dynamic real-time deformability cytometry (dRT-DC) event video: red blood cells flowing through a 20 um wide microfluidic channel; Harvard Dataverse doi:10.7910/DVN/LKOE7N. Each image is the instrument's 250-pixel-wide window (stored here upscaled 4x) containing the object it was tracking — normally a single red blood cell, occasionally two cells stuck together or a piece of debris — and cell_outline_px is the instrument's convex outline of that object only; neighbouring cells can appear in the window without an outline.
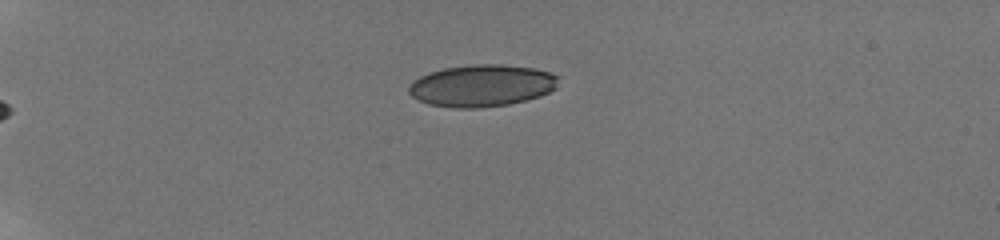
{"species": "human", "species_latin": "Homo sapiens", "temperature_condition": "room temperature", "stored_images_in_passage": 14, "camera_frame_rate_fps": 3000, "um_per_image_px": 0.085, "donor": {"sex": "male"}, "frame": {"image": 1, "passage_image": 1, "time_ms": 0.0, "image_size_px": [1000, 240], "cell_outline_px": [[560, 76], [556, 88], [540, 96], [508, 104], [476, 108], [456, 108], [428, 104], [412, 96], [408, 92], [408, 84], [412, 80], [428, 72], [444, 68], [476, 64], [500, 64], [532, 68], [548, 72]], "centroid_in_image_um": [40.92, 7.27], "position_along_channel_um": 44.1, "area_um2": 36.59}}
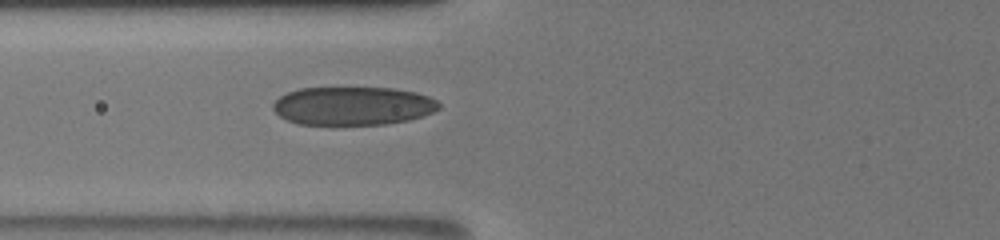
{"frame": {"image": 2, "passage_image": 12, "time_ms": 3.0, "image_size_px": [1000, 240], "cell_outline_px": [[440, 108], [424, 116], [408, 120], [384, 124], [300, 124], [288, 120], [280, 116], [272, 108], [272, 104], [280, 96], [288, 92], [300, 88], [392, 88], [416, 92], [428, 96], [436, 100], [440, 104]], "centroid_in_image_um": [30.01, 8.99], "position_along_channel_um": 95.8, "area_um2": 36.99}}